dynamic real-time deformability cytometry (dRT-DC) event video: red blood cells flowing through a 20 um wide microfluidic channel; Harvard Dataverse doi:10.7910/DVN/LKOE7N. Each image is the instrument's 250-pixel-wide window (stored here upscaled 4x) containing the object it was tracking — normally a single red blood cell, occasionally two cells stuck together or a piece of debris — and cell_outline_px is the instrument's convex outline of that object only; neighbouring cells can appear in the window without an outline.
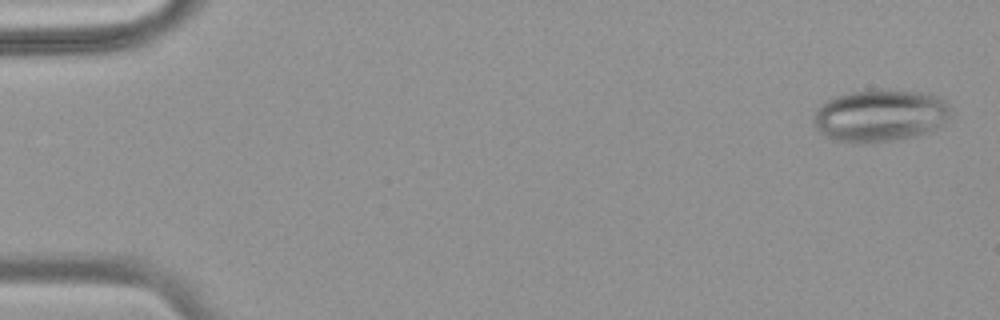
{"species": "common noctule bat (a hibernating species)", "species_latin": "Nyctalus noctula", "temperature_condition": "warm", "stored_images_in_passage": 55, "segment_of_instrument_passage": [1, 2], "camera_frame_rate_fps": 3000, "um_per_image_px": 0.085, "animal": {"sex": "female", "body_mass_g": 18.4}, "frame": {"image": 1, "passage_image": 2, "time_ms": 0.333, "image_size_px": [1000, 320], "cell_outline_px": [[952, 112], [944, 124], [940, 128], [932, 132], [920, 136], [900, 140], [876, 144], [852, 144], [836, 140], [824, 136], [816, 128], [812, 120], [812, 116], [816, 108], [820, 104], [836, 96], [852, 92], [880, 88], [884, 88], [928, 92], [940, 96], [952, 108]], "centroid_in_image_um": [74.86, 9.84], "position_along_channel_um": 10.1, "area_um2": 43.64}}